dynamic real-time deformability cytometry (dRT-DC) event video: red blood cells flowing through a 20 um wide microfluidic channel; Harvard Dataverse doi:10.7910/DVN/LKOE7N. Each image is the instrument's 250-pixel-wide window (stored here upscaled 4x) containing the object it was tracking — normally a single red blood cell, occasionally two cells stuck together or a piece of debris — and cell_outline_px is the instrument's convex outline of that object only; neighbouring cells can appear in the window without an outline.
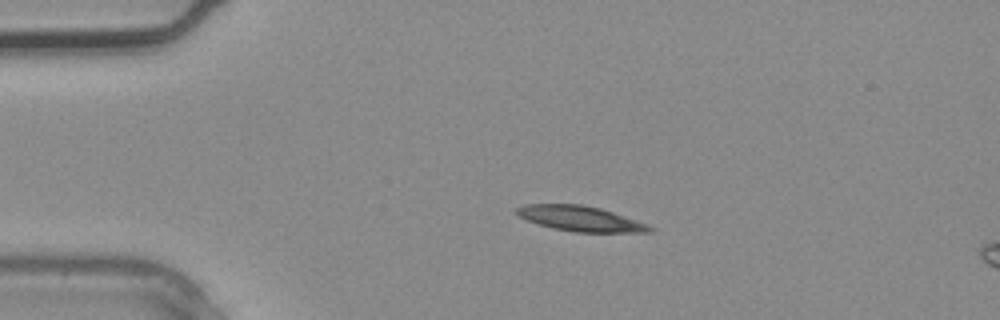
{"species": "common noctule bat (a hibernating species)", "species_latin": "Nyctalus noctula", "temperature_condition": "warm", "stored_images_in_passage": 4, "camera_frame_rate_fps": 3000, "um_per_image_px": 0.085, "animal": {"sex": "male", "body_mass_g": 20.4}, "frame": {"image": 1, "passage_image": 2, "time_ms": 0.333, "image_size_px": [1000, 320], "cell_outline_px": [[656, 228], [652, 232], [572, 232], [552, 228], [528, 220], [520, 216], [516, 212], [516, 208], [524, 204], [580, 204], [600, 208], [648, 224]], "centroid_in_image_um": [49.36, 18.58], "position_along_channel_um": 35.6, "area_um2": 19.42}}